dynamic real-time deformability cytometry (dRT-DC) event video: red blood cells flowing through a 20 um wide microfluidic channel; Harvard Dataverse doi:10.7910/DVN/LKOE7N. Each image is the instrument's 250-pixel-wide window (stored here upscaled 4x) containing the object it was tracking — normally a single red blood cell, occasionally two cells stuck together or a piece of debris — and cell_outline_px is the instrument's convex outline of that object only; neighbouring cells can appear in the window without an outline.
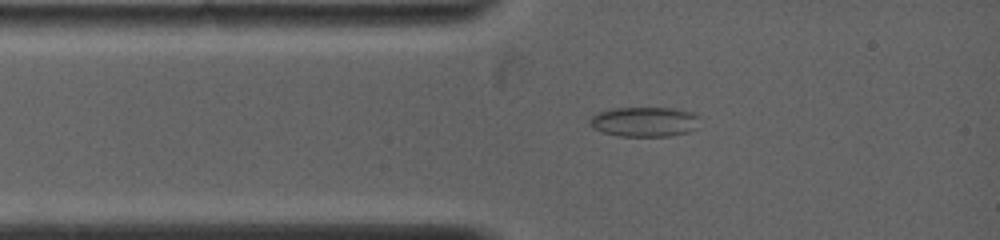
{"species": "common noctule bat (a hibernating species)", "species_latin": "Nyctalus noctula", "temperature_condition": "warm", "stored_images_in_passage": 22, "camera_frame_rate_fps": 5000, "um_per_image_px": 0.085, "animal": {"sex": "female", "body_mass_g": 19.0, "forearm_length_mm": 53.3}, "frame": {"image": 1, "passage_image": 5, "time_ms": 1.4, "image_size_px": [1000, 240], "cell_outline_px": [[700, 116], [696, 128], [688, 132], [668, 136], [620, 136], [604, 132], [592, 128], [588, 120], [596, 112], [612, 108], [676, 108], [696, 112]], "centroid_in_image_um": [54.8, 10.33], "position_along_channel_um": 30.2, "area_um2": 19.36}}
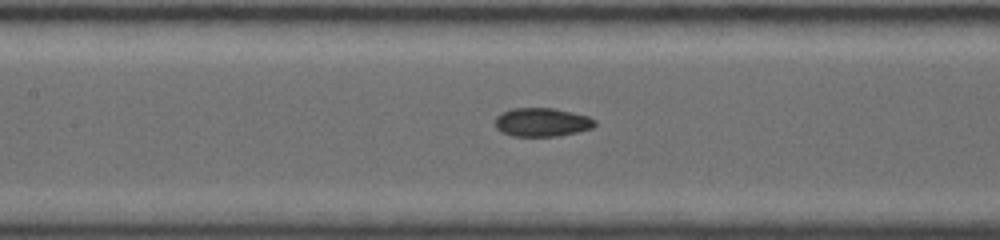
{"frame": {"image": 2, "passage_image": 15, "time_ms": 4.8, "image_size_px": [1000, 240], "cell_outline_px": [[596, 124], [592, 128], [576, 132], [556, 136], [512, 136], [500, 132], [496, 128], [496, 116], [500, 112], [512, 108], [552, 108], [572, 112], [588, 116], [596, 120]], "centroid_in_image_um": [46.04, 10.38], "position_along_channel_um": 161.4, "area_um2": 16.7}}
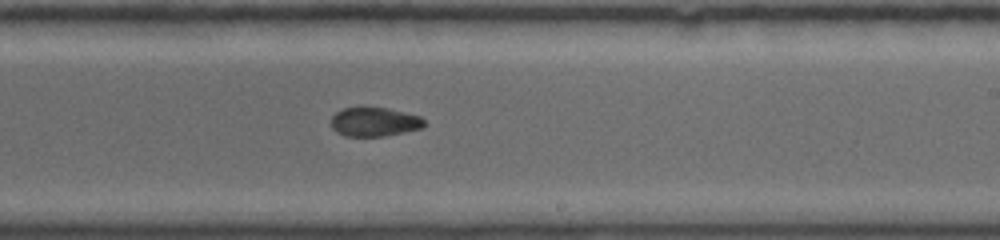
{"frame": {"image": 3, "passage_image": 22, "time_ms": 7.2, "image_size_px": [1000, 240], "cell_outline_px": [[424, 128], [384, 136], [344, 136], [336, 132], [332, 128], [332, 116], [336, 112], [344, 108], [388, 108], [420, 116], [424, 120]], "centroid_in_image_um": [31.83, 10.37], "position_along_channel_um": 257.2, "area_um2": 15.66}}